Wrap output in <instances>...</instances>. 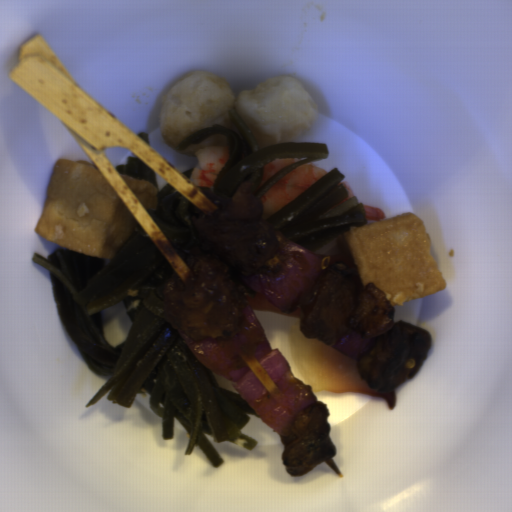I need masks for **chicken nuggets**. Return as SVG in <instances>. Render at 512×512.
I'll return each instance as SVG.
<instances>
[{
    "instance_id": "cc037f56",
    "label": "chicken nuggets",
    "mask_w": 512,
    "mask_h": 512,
    "mask_svg": "<svg viewBox=\"0 0 512 512\" xmlns=\"http://www.w3.org/2000/svg\"><path fill=\"white\" fill-rule=\"evenodd\" d=\"M331 410L321 400L311 402L298 411L291 432L280 436L283 442L281 461L287 473L301 475L337 455L331 438L328 418Z\"/></svg>"
},
{
    "instance_id": "f4ed5422",
    "label": "chicken nuggets",
    "mask_w": 512,
    "mask_h": 512,
    "mask_svg": "<svg viewBox=\"0 0 512 512\" xmlns=\"http://www.w3.org/2000/svg\"><path fill=\"white\" fill-rule=\"evenodd\" d=\"M321 272L298 300L303 334L335 345L347 331L373 338L376 345L357 357V372L376 391L392 390L415 377L430 353L431 335L411 321H397L395 305L372 281L363 284L357 267L317 254Z\"/></svg>"
},
{
    "instance_id": "90cb4de2",
    "label": "chicken nuggets",
    "mask_w": 512,
    "mask_h": 512,
    "mask_svg": "<svg viewBox=\"0 0 512 512\" xmlns=\"http://www.w3.org/2000/svg\"><path fill=\"white\" fill-rule=\"evenodd\" d=\"M195 251L185 260L186 278L173 275L164 293L166 323L187 344L229 340L245 324V286L256 275L280 274L268 263L282 253L277 232L265 219L252 183L239 186L228 202L191 219Z\"/></svg>"
}]
</instances>
